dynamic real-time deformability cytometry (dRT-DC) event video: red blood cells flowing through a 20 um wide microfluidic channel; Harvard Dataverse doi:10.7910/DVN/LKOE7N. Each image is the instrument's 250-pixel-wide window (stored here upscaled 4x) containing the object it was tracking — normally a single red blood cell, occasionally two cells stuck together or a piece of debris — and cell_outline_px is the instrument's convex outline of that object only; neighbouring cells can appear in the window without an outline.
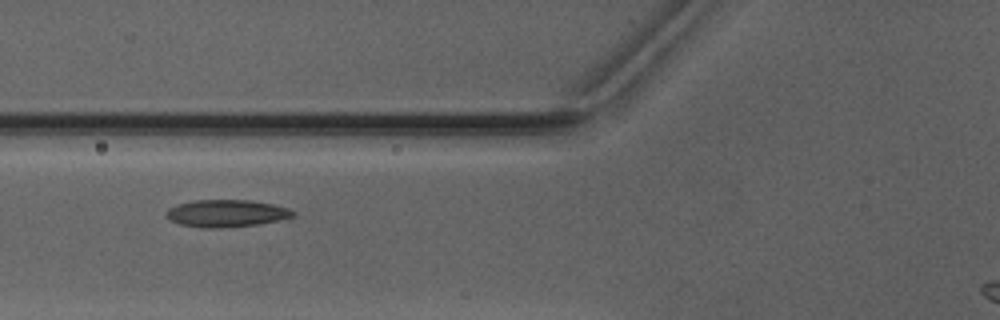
{"species": "Egyptian fruit bat (a non-hibernating species)", "species_latin": "Rousettus aegyptiacus", "temperature_condition": "warm", "stored_images_in_passage": 7, "camera_frame_rate_fps": 3000, "um_per_image_px": 0.085, "animal": {"sex": "male"}, "frame": {"image": 1, "passage_image": 5, "time_ms": 4.667, "image_size_px": [1000, 320], "cell_outline_px": [[296, 216], [280, 220], [260, 224], [220, 228], [200, 228], [180, 224], [172, 220], [164, 212], [168, 208], [176, 204], [196, 200], [252, 200], [272, 204], [288, 208], [296, 212]], "centroid_in_image_um": [19.27, 18.13], "position_along_channel_um": 106.5, "area_um2": 20.29}}
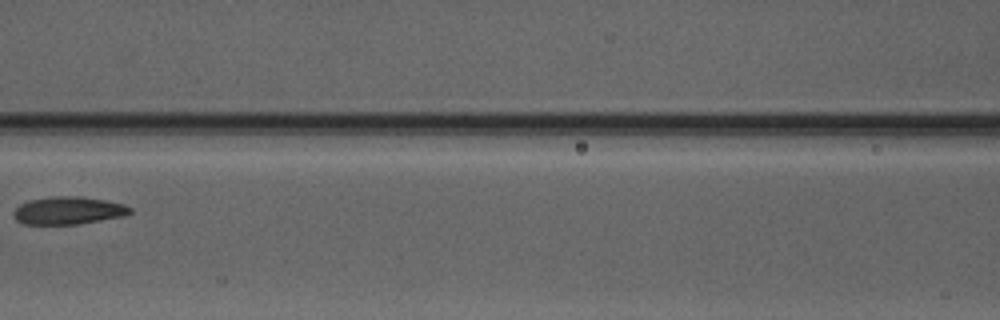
{"frame": {"image": 2, "passage_image": 6, "time_ms": 6.0, "image_size_px": [1000, 320], "cell_outline_px": [[132, 212], [124, 216], [80, 224], [24, 224], [16, 220], [12, 212], [20, 204], [28, 200], [52, 196], [80, 196], [104, 200], [124, 204], [132, 208]], "centroid_in_image_um": [5.8, 17.89], "position_along_channel_um": 160.8, "area_um2": 18.9}}
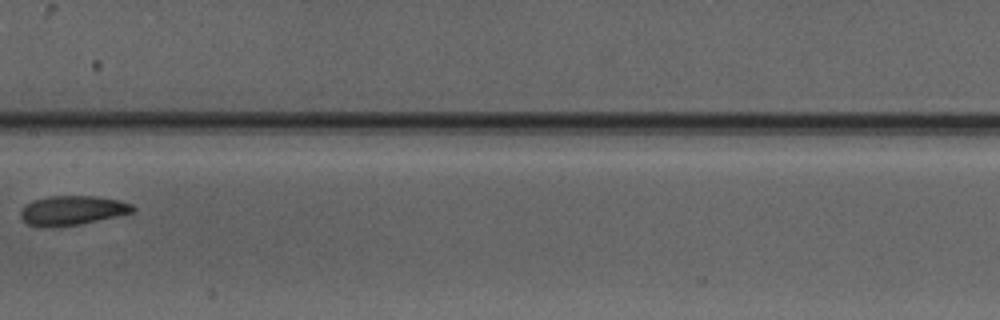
{"frame": {"image": 3, "passage_image": 7, "time_ms": 7.0, "image_size_px": [1000, 320], "cell_outline_px": [[136, 212], [80, 224], [48, 228], [36, 228], [28, 224], [20, 216], [20, 212], [32, 200], [48, 196], [96, 196], [120, 200], [132, 204], [136, 208]], "centroid_in_image_um": [6.16, 17.9], "position_along_channel_um": 201.2, "area_um2": 19.48}}